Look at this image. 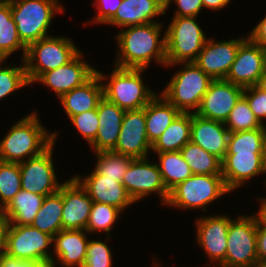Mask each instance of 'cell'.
I'll list each match as a JSON object with an SVG mask.
<instances>
[{"label": "cell", "instance_id": "obj_41", "mask_svg": "<svg viewBox=\"0 0 266 267\" xmlns=\"http://www.w3.org/2000/svg\"><path fill=\"white\" fill-rule=\"evenodd\" d=\"M67 120H70V126H74L77 134L89 145L96 139L99 128L97 108L71 116Z\"/></svg>", "mask_w": 266, "mask_h": 267}, {"label": "cell", "instance_id": "obj_11", "mask_svg": "<svg viewBox=\"0 0 266 267\" xmlns=\"http://www.w3.org/2000/svg\"><path fill=\"white\" fill-rule=\"evenodd\" d=\"M200 214L195 217L193 226L195 227V243L204 252L206 264L204 267L219 266L226 257L227 235L231 216L229 213L220 212L217 214ZM209 261V262H208ZM208 264V265H207ZM202 266V267H203Z\"/></svg>", "mask_w": 266, "mask_h": 267}, {"label": "cell", "instance_id": "obj_7", "mask_svg": "<svg viewBox=\"0 0 266 267\" xmlns=\"http://www.w3.org/2000/svg\"><path fill=\"white\" fill-rule=\"evenodd\" d=\"M81 50L69 36L50 35L27 47L25 70L31 86L45 72L71 61Z\"/></svg>", "mask_w": 266, "mask_h": 267}, {"label": "cell", "instance_id": "obj_49", "mask_svg": "<svg viewBox=\"0 0 266 267\" xmlns=\"http://www.w3.org/2000/svg\"><path fill=\"white\" fill-rule=\"evenodd\" d=\"M256 200V204H258L259 206L257 207L258 209L256 210L257 212L256 215H257V218L259 220H261L262 222L266 223V195H259L257 197V194H256V198H254Z\"/></svg>", "mask_w": 266, "mask_h": 267}, {"label": "cell", "instance_id": "obj_10", "mask_svg": "<svg viewBox=\"0 0 266 267\" xmlns=\"http://www.w3.org/2000/svg\"><path fill=\"white\" fill-rule=\"evenodd\" d=\"M5 249L8 256L51 265L53 237L31 225H7Z\"/></svg>", "mask_w": 266, "mask_h": 267}, {"label": "cell", "instance_id": "obj_16", "mask_svg": "<svg viewBox=\"0 0 266 267\" xmlns=\"http://www.w3.org/2000/svg\"><path fill=\"white\" fill-rule=\"evenodd\" d=\"M85 57L87 59L81 50L67 64L43 73L33 85L43 84L59 99L65 93L83 85L96 73L95 65H91Z\"/></svg>", "mask_w": 266, "mask_h": 267}, {"label": "cell", "instance_id": "obj_2", "mask_svg": "<svg viewBox=\"0 0 266 267\" xmlns=\"http://www.w3.org/2000/svg\"><path fill=\"white\" fill-rule=\"evenodd\" d=\"M37 110H31L9 126L0 139V161L20 163L40 155L54 142L57 143L60 131L48 130Z\"/></svg>", "mask_w": 266, "mask_h": 267}, {"label": "cell", "instance_id": "obj_35", "mask_svg": "<svg viewBox=\"0 0 266 267\" xmlns=\"http://www.w3.org/2000/svg\"><path fill=\"white\" fill-rule=\"evenodd\" d=\"M123 212L117 207H113L104 203L93 202L91 212L87 221L86 231L90 236L96 233L100 236H112V229L116 223L123 218ZM120 219V220H119ZM102 232V233H101Z\"/></svg>", "mask_w": 266, "mask_h": 267}, {"label": "cell", "instance_id": "obj_4", "mask_svg": "<svg viewBox=\"0 0 266 267\" xmlns=\"http://www.w3.org/2000/svg\"><path fill=\"white\" fill-rule=\"evenodd\" d=\"M173 67L179 68L159 93L180 112L195 113L213 79L194 62L166 64L164 69Z\"/></svg>", "mask_w": 266, "mask_h": 267}, {"label": "cell", "instance_id": "obj_40", "mask_svg": "<svg viewBox=\"0 0 266 267\" xmlns=\"http://www.w3.org/2000/svg\"><path fill=\"white\" fill-rule=\"evenodd\" d=\"M224 125L229 132H238L261 128L263 125L255 117L247 100L242 96L236 103Z\"/></svg>", "mask_w": 266, "mask_h": 267}, {"label": "cell", "instance_id": "obj_17", "mask_svg": "<svg viewBox=\"0 0 266 267\" xmlns=\"http://www.w3.org/2000/svg\"><path fill=\"white\" fill-rule=\"evenodd\" d=\"M151 147L146 132L145 107L125 111L120 134L112 151L133 159H142L154 156L151 155Z\"/></svg>", "mask_w": 266, "mask_h": 267}, {"label": "cell", "instance_id": "obj_36", "mask_svg": "<svg viewBox=\"0 0 266 267\" xmlns=\"http://www.w3.org/2000/svg\"><path fill=\"white\" fill-rule=\"evenodd\" d=\"M266 126L253 130L231 132L228 137L227 153H263Z\"/></svg>", "mask_w": 266, "mask_h": 267}, {"label": "cell", "instance_id": "obj_44", "mask_svg": "<svg viewBox=\"0 0 266 267\" xmlns=\"http://www.w3.org/2000/svg\"><path fill=\"white\" fill-rule=\"evenodd\" d=\"M165 2V16L170 10V6L174 4L175 10L172 16L185 17L192 16L198 17V15L204 11L202 0H164ZM172 3V4H171ZM174 14V15H173Z\"/></svg>", "mask_w": 266, "mask_h": 267}, {"label": "cell", "instance_id": "obj_6", "mask_svg": "<svg viewBox=\"0 0 266 267\" xmlns=\"http://www.w3.org/2000/svg\"><path fill=\"white\" fill-rule=\"evenodd\" d=\"M231 193L222 175L193 174L169 191L165 207L175 208L176 211L180 209L184 213L185 211L201 210L205 214L209 206L217 204L219 199L221 200L222 197Z\"/></svg>", "mask_w": 266, "mask_h": 267}, {"label": "cell", "instance_id": "obj_47", "mask_svg": "<svg viewBox=\"0 0 266 267\" xmlns=\"http://www.w3.org/2000/svg\"><path fill=\"white\" fill-rule=\"evenodd\" d=\"M0 267H51V265L42 264L35 261L20 260L5 254L0 259Z\"/></svg>", "mask_w": 266, "mask_h": 267}, {"label": "cell", "instance_id": "obj_53", "mask_svg": "<svg viewBox=\"0 0 266 267\" xmlns=\"http://www.w3.org/2000/svg\"><path fill=\"white\" fill-rule=\"evenodd\" d=\"M263 157H264V163H265V167H266V134H265V139H264Z\"/></svg>", "mask_w": 266, "mask_h": 267}, {"label": "cell", "instance_id": "obj_21", "mask_svg": "<svg viewBox=\"0 0 266 267\" xmlns=\"http://www.w3.org/2000/svg\"><path fill=\"white\" fill-rule=\"evenodd\" d=\"M73 176L86 189L93 202L117 207L125 214V210L135 204L122 182H117V178H104V175H99L93 168L90 173L82 175L79 172Z\"/></svg>", "mask_w": 266, "mask_h": 267}, {"label": "cell", "instance_id": "obj_28", "mask_svg": "<svg viewBox=\"0 0 266 267\" xmlns=\"http://www.w3.org/2000/svg\"><path fill=\"white\" fill-rule=\"evenodd\" d=\"M45 197L21 189L3 209L7 225H31Z\"/></svg>", "mask_w": 266, "mask_h": 267}, {"label": "cell", "instance_id": "obj_34", "mask_svg": "<svg viewBox=\"0 0 266 267\" xmlns=\"http://www.w3.org/2000/svg\"><path fill=\"white\" fill-rule=\"evenodd\" d=\"M7 59L0 60V103L13 94H18L21 89L31 86L25 70L24 61L14 64ZM6 63V64H5ZM18 64V65H17ZM7 98V99H6Z\"/></svg>", "mask_w": 266, "mask_h": 267}, {"label": "cell", "instance_id": "obj_26", "mask_svg": "<svg viewBox=\"0 0 266 267\" xmlns=\"http://www.w3.org/2000/svg\"><path fill=\"white\" fill-rule=\"evenodd\" d=\"M103 84L97 72L83 85L76 87L59 98L64 116H71L96 109L103 98Z\"/></svg>", "mask_w": 266, "mask_h": 267}, {"label": "cell", "instance_id": "obj_42", "mask_svg": "<svg viewBox=\"0 0 266 267\" xmlns=\"http://www.w3.org/2000/svg\"><path fill=\"white\" fill-rule=\"evenodd\" d=\"M243 97L258 121L266 126V89L262 84L244 88Z\"/></svg>", "mask_w": 266, "mask_h": 267}, {"label": "cell", "instance_id": "obj_25", "mask_svg": "<svg viewBox=\"0 0 266 267\" xmlns=\"http://www.w3.org/2000/svg\"><path fill=\"white\" fill-rule=\"evenodd\" d=\"M125 110L103 97L97 106L99 128L96 139L87 146L91 152L112 151L118 140Z\"/></svg>", "mask_w": 266, "mask_h": 267}, {"label": "cell", "instance_id": "obj_39", "mask_svg": "<svg viewBox=\"0 0 266 267\" xmlns=\"http://www.w3.org/2000/svg\"><path fill=\"white\" fill-rule=\"evenodd\" d=\"M94 237L89 239L87 255L82 267H114V252L111 249L113 246H109V241L111 242L114 238L110 236Z\"/></svg>", "mask_w": 266, "mask_h": 267}, {"label": "cell", "instance_id": "obj_48", "mask_svg": "<svg viewBox=\"0 0 266 267\" xmlns=\"http://www.w3.org/2000/svg\"><path fill=\"white\" fill-rule=\"evenodd\" d=\"M203 7L206 10L220 12V10L225 9L229 4L233 2V0H202Z\"/></svg>", "mask_w": 266, "mask_h": 267}, {"label": "cell", "instance_id": "obj_20", "mask_svg": "<svg viewBox=\"0 0 266 267\" xmlns=\"http://www.w3.org/2000/svg\"><path fill=\"white\" fill-rule=\"evenodd\" d=\"M265 172L263 153L226 154L222 160V177L232 193L249 186L256 177H265Z\"/></svg>", "mask_w": 266, "mask_h": 267}, {"label": "cell", "instance_id": "obj_29", "mask_svg": "<svg viewBox=\"0 0 266 267\" xmlns=\"http://www.w3.org/2000/svg\"><path fill=\"white\" fill-rule=\"evenodd\" d=\"M192 113H180L152 144L151 153L180 151L191 136Z\"/></svg>", "mask_w": 266, "mask_h": 267}, {"label": "cell", "instance_id": "obj_23", "mask_svg": "<svg viewBox=\"0 0 266 267\" xmlns=\"http://www.w3.org/2000/svg\"><path fill=\"white\" fill-rule=\"evenodd\" d=\"M161 16L165 17L164 0H122L115 15L105 25L106 27L110 25L112 28L121 29L153 22H163V20L158 19Z\"/></svg>", "mask_w": 266, "mask_h": 267}, {"label": "cell", "instance_id": "obj_3", "mask_svg": "<svg viewBox=\"0 0 266 267\" xmlns=\"http://www.w3.org/2000/svg\"><path fill=\"white\" fill-rule=\"evenodd\" d=\"M112 66L108 74L98 67L96 72L102 80L103 96L125 111L144 108L159 93L144 80L147 69Z\"/></svg>", "mask_w": 266, "mask_h": 267}, {"label": "cell", "instance_id": "obj_1", "mask_svg": "<svg viewBox=\"0 0 266 267\" xmlns=\"http://www.w3.org/2000/svg\"><path fill=\"white\" fill-rule=\"evenodd\" d=\"M165 23L121 28L115 33L116 56L114 66L120 68L148 69L153 62L166 66Z\"/></svg>", "mask_w": 266, "mask_h": 267}, {"label": "cell", "instance_id": "obj_30", "mask_svg": "<svg viewBox=\"0 0 266 267\" xmlns=\"http://www.w3.org/2000/svg\"><path fill=\"white\" fill-rule=\"evenodd\" d=\"M62 184L59 190L47 195L31 226L54 237L62 230Z\"/></svg>", "mask_w": 266, "mask_h": 267}, {"label": "cell", "instance_id": "obj_19", "mask_svg": "<svg viewBox=\"0 0 266 267\" xmlns=\"http://www.w3.org/2000/svg\"><path fill=\"white\" fill-rule=\"evenodd\" d=\"M67 178L62 183V229L85 230L93 201L73 175Z\"/></svg>", "mask_w": 266, "mask_h": 267}, {"label": "cell", "instance_id": "obj_46", "mask_svg": "<svg viewBox=\"0 0 266 267\" xmlns=\"http://www.w3.org/2000/svg\"><path fill=\"white\" fill-rule=\"evenodd\" d=\"M257 257L259 261H266V223L257 218Z\"/></svg>", "mask_w": 266, "mask_h": 267}, {"label": "cell", "instance_id": "obj_51", "mask_svg": "<svg viewBox=\"0 0 266 267\" xmlns=\"http://www.w3.org/2000/svg\"><path fill=\"white\" fill-rule=\"evenodd\" d=\"M153 260H152V265H151V267H165V264H162V263H164V262H162V261H159V259L155 256V255H153ZM186 267V266H185ZM200 267V266H199Z\"/></svg>", "mask_w": 266, "mask_h": 267}, {"label": "cell", "instance_id": "obj_37", "mask_svg": "<svg viewBox=\"0 0 266 267\" xmlns=\"http://www.w3.org/2000/svg\"><path fill=\"white\" fill-rule=\"evenodd\" d=\"M95 163L93 169L104 178H117L122 182L133 158L113 151L94 152Z\"/></svg>", "mask_w": 266, "mask_h": 267}, {"label": "cell", "instance_id": "obj_54", "mask_svg": "<svg viewBox=\"0 0 266 267\" xmlns=\"http://www.w3.org/2000/svg\"><path fill=\"white\" fill-rule=\"evenodd\" d=\"M3 217V208L0 206V219H2Z\"/></svg>", "mask_w": 266, "mask_h": 267}, {"label": "cell", "instance_id": "obj_14", "mask_svg": "<svg viewBox=\"0 0 266 267\" xmlns=\"http://www.w3.org/2000/svg\"><path fill=\"white\" fill-rule=\"evenodd\" d=\"M248 36L217 39L209 36L194 63L213 80L225 79L236 58L240 44Z\"/></svg>", "mask_w": 266, "mask_h": 267}, {"label": "cell", "instance_id": "obj_9", "mask_svg": "<svg viewBox=\"0 0 266 267\" xmlns=\"http://www.w3.org/2000/svg\"><path fill=\"white\" fill-rule=\"evenodd\" d=\"M232 217L227 235L226 257L219 266L253 267L258 261L257 215L255 212L249 215L243 212Z\"/></svg>", "mask_w": 266, "mask_h": 267}, {"label": "cell", "instance_id": "obj_12", "mask_svg": "<svg viewBox=\"0 0 266 267\" xmlns=\"http://www.w3.org/2000/svg\"><path fill=\"white\" fill-rule=\"evenodd\" d=\"M122 184L135 204L156 195L161 207H164L169 197V191L163 183L159 168L150 157L133 159Z\"/></svg>", "mask_w": 266, "mask_h": 267}, {"label": "cell", "instance_id": "obj_5", "mask_svg": "<svg viewBox=\"0 0 266 267\" xmlns=\"http://www.w3.org/2000/svg\"><path fill=\"white\" fill-rule=\"evenodd\" d=\"M10 4L18 36L26 47L52 35L53 19L66 11L59 0H10Z\"/></svg>", "mask_w": 266, "mask_h": 267}, {"label": "cell", "instance_id": "obj_56", "mask_svg": "<svg viewBox=\"0 0 266 267\" xmlns=\"http://www.w3.org/2000/svg\"><path fill=\"white\" fill-rule=\"evenodd\" d=\"M264 87H265V89H266V79H264L263 81H262V83H261Z\"/></svg>", "mask_w": 266, "mask_h": 267}, {"label": "cell", "instance_id": "obj_13", "mask_svg": "<svg viewBox=\"0 0 266 267\" xmlns=\"http://www.w3.org/2000/svg\"><path fill=\"white\" fill-rule=\"evenodd\" d=\"M55 146L54 142L40 155L19 163L22 190L43 196L59 190L63 182L58 178L56 171Z\"/></svg>", "mask_w": 266, "mask_h": 267}, {"label": "cell", "instance_id": "obj_33", "mask_svg": "<svg viewBox=\"0 0 266 267\" xmlns=\"http://www.w3.org/2000/svg\"><path fill=\"white\" fill-rule=\"evenodd\" d=\"M180 152L193 174L222 175V160L191 141Z\"/></svg>", "mask_w": 266, "mask_h": 267}, {"label": "cell", "instance_id": "obj_50", "mask_svg": "<svg viewBox=\"0 0 266 267\" xmlns=\"http://www.w3.org/2000/svg\"><path fill=\"white\" fill-rule=\"evenodd\" d=\"M7 221L3 217L0 219V259L6 254L5 240H6Z\"/></svg>", "mask_w": 266, "mask_h": 267}, {"label": "cell", "instance_id": "obj_32", "mask_svg": "<svg viewBox=\"0 0 266 267\" xmlns=\"http://www.w3.org/2000/svg\"><path fill=\"white\" fill-rule=\"evenodd\" d=\"M168 191L193 175L180 151L152 153ZM157 160V161H156Z\"/></svg>", "mask_w": 266, "mask_h": 267}, {"label": "cell", "instance_id": "obj_22", "mask_svg": "<svg viewBox=\"0 0 266 267\" xmlns=\"http://www.w3.org/2000/svg\"><path fill=\"white\" fill-rule=\"evenodd\" d=\"M90 234L86 230L62 229L53 237L51 267H82Z\"/></svg>", "mask_w": 266, "mask_h": 267}, {"label": "cell", "instance_id": "obj_15", "mask_svg": "<svg viewBox=\"0 0 266 267\" xmlns=\"http://www.w3.org/2000/svg\"><path fill=\"white\" fill-rule=\"evenodd\" d=\"M266 77V50L247 37L239 46L225 80L243 88L261 84Z\"/></svg>", "mask_w": 266, "mask_h": 267}, {"label": "cell", "instance_id": "obj_18", "mask_svg": "<svg viewBox=\"0 0 266 267\" xmlns=\"http://www.w3.org/2000/svg\"><path fill=\"white\" fill-rule=\"evenodd\" d=\"M243 91V87L225 79L213 80L195 114L205 119L224 123L243 96Z\"/></svg>", "mask_w": 266, "mask_h": 267}, {"label": "cell", "instance_id": "obj_55", "mask_svg": "<svg viewBox=\"0 0 266 267\" xmlns=\"http://www.w3.org/2000/svg\"><path fill=\"white\" fill-rule=\"evenodd\" d=\"M7 2H10V0H0V4H4V3H7Z\"/></svg>", "mask_w": 266, "mask_h": 267}, {"label": "cell", "instance_id": "obj_27", "mask_svg": "<svg viewBox=\"0 0 266 267\" xmlns=\"http://www.w3.org/2000/svg\"><path fill=\"white\" fill-rule=\"evenodd\" d=\"M181 112L158 93L145 106L147 138L153 144Z\"/></svg>", "mask_w": 266, "mask_h": 267}, {"label": "cell", "instance_id": "obj_52", "mask_svg": "<svg viewBox=\"0 0 266 267\" xmlns=\"http://www.w3.org/2000/svg\"><path fill=\"white\" fill-rule=\"evenodd\" d=\"M253 267H266V261H257Z\"/></svg>", "mask_w": 266, "mask_h": 267}, {"label": "cell", "instance_id": "obj_24", "mask_svg": "<svg viewBox=\"0 0 266 267\" xmlns=\"http://www.w3.org/2000/svg\"><path fill=\"white\" fill-rule=\"evenodd\" d=\"M229 134L224 123L192 113L190 141L221 160L227 153Z\"/></svg>", "mask_w": 266, "mask_h": 267}, {"label": "cell", "instance_id": "obj_38", "mask_svg": "<svg viewBox=\"0 0 266 267\" xmlns=\"http://www.w3.org/2000/svg\"><path fill=\"white\" fill-rule=\"evenodd\" d=\"M21 189L19 163L0 161V206L4 209Z\"/></svg>", "mask_w": 266, "mask_h": 267}, {"label": "cell", "instance_id": "obj_45", "mask_svg": "<svg viewBox=\"0 0 266 267\" xmlns=\"http://www.w3.org/2000/svg\"><path fill=\"white\" fill-rule=\"evenodd\" d=\"M253 25L247 36L256 44L266 50V15Z\"/></svg>", "mask_w": 266, "mask_h": 267}, {"label": "cell", "instance_id": "obj_31", "mask_svg": "<svg viewBox=\"0 0 266 267\" xmlns=\"http://www.w3.org/2000/svg\"><path fill=\"white\" fill-rule=\"evenodd\" d=\"M27 47L21 42L16 23L11 14L10 2L0 4V56L3 59H10L20 51V60H24Z\"/></svg>", "mask_w": 266, "mask_h": 267}, {"label": "cell", "instance_id": "obj_57", "mask_svg": "<svg viewBox=\"0 0 266 267\" xmlns=\"http://www.w3.org/2000/svg\"><path fill=\"white\" fill-rule=\"evenodd\" d=\"M265 175H266V172H265ZM264 179H265V180H264L263 186L265 185V188H266V176H265ZM265 190H266V189H265Z\"/></svg>", "mask_w": 266, "mask_h": 267}, {"label": "cell", "instance_id": "obj_8", "mask_svg": "<svg viewBox=\"0 0 266 267\" xmlns=\"http://www.w3.org/2000/svg\"><path fill=\"white\" fill-rule=\"evenodd\" d=\"M198 17H171L165 25L166 64L194 62L208 36Z\"/></svg>", "mask_w": 266, "mask_h": 267}, {"label": "cell", "instance_id": "obj_43", "mask_svg": "<svg viewBox=\"0 0 266 267\" xmlns=\"http://www.w3.org/2000/svg\"><path fill=\"white\" fill-rule=\"evenodd\" d=\"M94 6V16L89 18L86 22H83V26L104 25L115 15L122 0H94L91 2Z\"/></svg>", "mask_w": 266, "mask_h": 267}]
</instances>
